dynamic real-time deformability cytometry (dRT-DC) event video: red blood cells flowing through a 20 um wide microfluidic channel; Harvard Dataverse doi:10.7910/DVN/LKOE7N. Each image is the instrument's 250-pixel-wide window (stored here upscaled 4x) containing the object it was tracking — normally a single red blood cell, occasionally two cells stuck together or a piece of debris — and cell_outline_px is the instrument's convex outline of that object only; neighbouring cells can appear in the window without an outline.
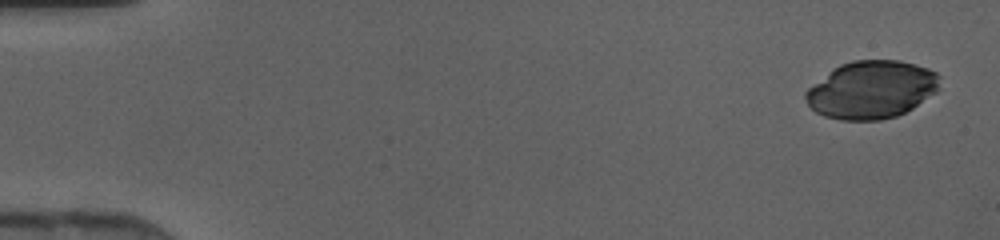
{"species": "human", "species_latin": "Homo sapiens", "temperature_condition": "cold", "stored_images_in_passage": 46, "camera_frame_rate_fps": 3000, "um_per_image_px": 0.085, "donor": {"sex": "female"}, "frame": {"image": 1, "passage_image": 2, "time_ms": 0.333, "image_size_px": [1000, 240], "cell_outline_px": [[940, 88], [936, 92], [912, 108], [896, 116], [880, 120], [840, 120], [824, 116], [816, 112], [808, 104], [804, 96], [804, 92], [808, 88], [832, 68], [840, 64], [852, 60], [900, 60], [916, 64], [928, 68], [936, 72], [940, 76]], "centroid_in_image_um": [74.08, 7.61], "position_along_channel_um": 10.9, "area_um2": 45.37}}
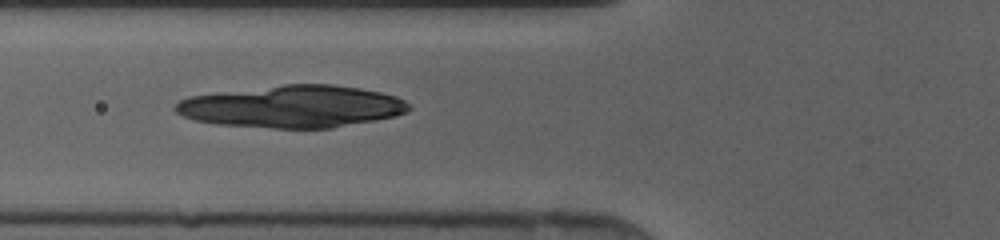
{"frame": {"image": 2, "passage_image": 18, "time_ms": 5.667, "image_size_px": [1000, 240], "cell_outline_px": [[412, 108], [408, 112], [396, 116], [376, 120], [332, 128], [276, 128], [216, 124], [196, 120], [184, 116], [176, 112], [172, 108], [180, 100], [188, 96], [284, 84], [332, 84], [360, 88], [380, 92], [396, 96], [404, 100]], "centroid_in_image_um": [24.88, 9.05], "position_along_channel_um": 100.9, "area_um2": 57.4}}
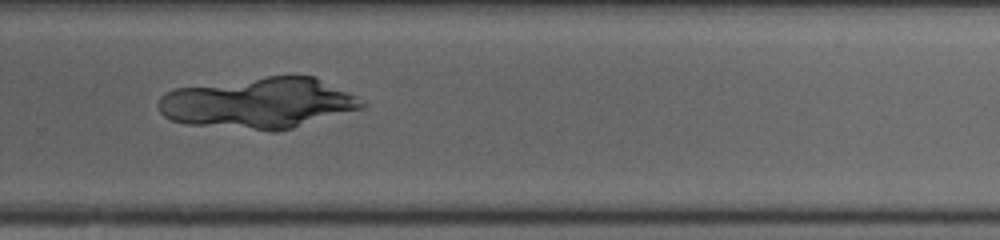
{"frame": {"image": 3, "passage_image": 32, "time_ms": 10.333, "image_size_px": [1000, 240], "cell_outline_px": [[368, 104], [364, 108], [292, 128], [276, 132], [268, 132], [184, 124], [172, 120], [164, 116], [160, 112], [156, 104], [160, 96], [164, 92], [176, 88], [268, 76], [316, 76], [364, 100]], "centroid_in_image_um": [21.98, 8.78], "position_along_channel_um": 307.8, "area_um2": 60.86}}